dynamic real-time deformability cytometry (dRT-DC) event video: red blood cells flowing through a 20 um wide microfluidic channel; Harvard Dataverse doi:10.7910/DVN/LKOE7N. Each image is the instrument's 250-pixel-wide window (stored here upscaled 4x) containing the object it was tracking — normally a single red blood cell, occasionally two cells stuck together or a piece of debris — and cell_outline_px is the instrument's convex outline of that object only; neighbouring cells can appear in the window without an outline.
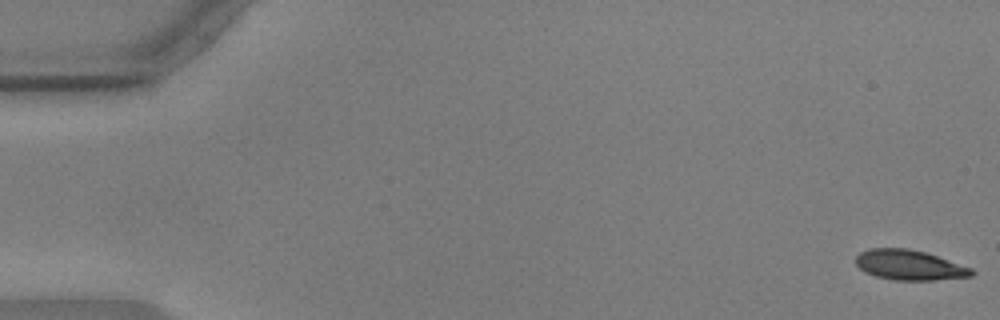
{"species": "common noctule bat (a hibernating species)", "species_latin": "Nyctalus noctula", "temperature_condition": "warm", "stored_images_in_passage": 9, "camera_frame_rate_fps": 3000, "um_per_image_px": 0.085, "animal": {"sex": "male", "body_mass_g": 17.9, "forearm_length_mm": 54.2}, "frame": {"image": 1, "passage_image": 1, "time_ms": 0.0, "image_size_px": [1000, 320], "cell_outline_px": [[976, 272], [972, 276], [936, 280], [896, 280], [876, 276], [864, 272], [856, 264], [856, 256], [860, 252], [868, 248], [908, 248], [924, 252], [972, 268]], "centroid_in_image_um": [77.29, 22.53], "position_along_channel_um": 7.7, "area_um2": 20.23}}